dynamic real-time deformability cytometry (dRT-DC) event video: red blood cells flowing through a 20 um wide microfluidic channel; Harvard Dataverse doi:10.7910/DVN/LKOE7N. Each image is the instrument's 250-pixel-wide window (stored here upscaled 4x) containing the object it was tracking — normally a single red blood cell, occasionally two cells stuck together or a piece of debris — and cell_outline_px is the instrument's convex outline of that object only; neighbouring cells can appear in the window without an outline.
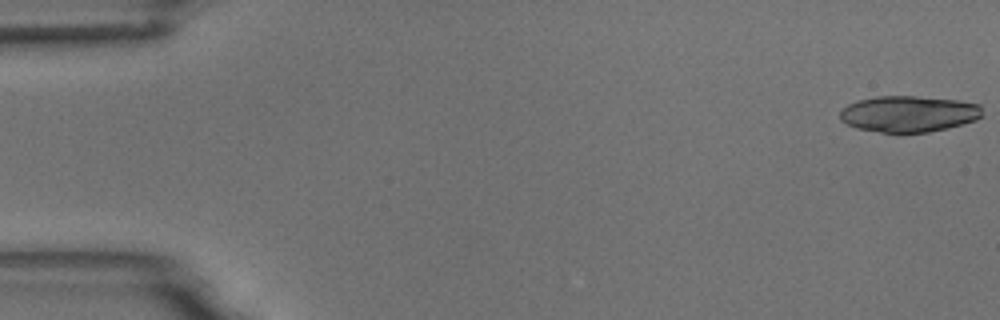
{"species": "common noctule bat (a hibernating species)", "species_latin": "Nyctalus noctula", "temperature_condition": "room temperature", "stored_images_in_passage": 5, "camera_frame_rate_fps": 3000, "um_per_image_px": 0.085, "animal": {"sex": "male", "body_mass_g": 18.8}, "frame": {"image": 1, "passage_image": 1, "time_ms": 0.0, "image_size_px": [1000, 320], "cell_outline_px": [[984, 116], [976, 120], [928, 132], [900, 136], [856, 128], [840, 120], [840, 112], [848, 104], [856, 100], [876, 96], [916, 96], [956, 100], [980, 104]], "centroid_in_image_um": [77.22, 9.71], "position_along_channel_um": 7.8, "area_um2": 30.69}}